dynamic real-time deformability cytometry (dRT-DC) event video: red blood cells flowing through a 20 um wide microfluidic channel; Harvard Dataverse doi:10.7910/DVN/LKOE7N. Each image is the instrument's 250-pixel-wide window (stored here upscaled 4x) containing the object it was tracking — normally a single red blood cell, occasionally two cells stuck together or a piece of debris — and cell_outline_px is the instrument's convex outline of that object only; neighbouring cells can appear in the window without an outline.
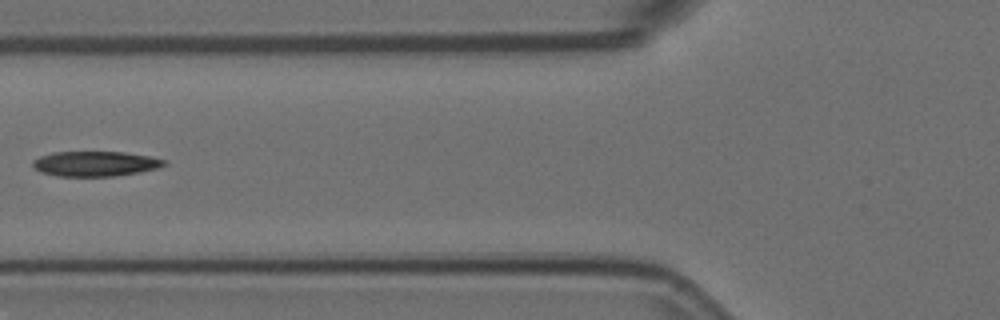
{"species": "Egyptian fruit bat (a non-hibernating species)", "species_latin": "Rousettus aegyptiacus", "temperature_condition": "room temperature", "stored_images_in_passage": 5, "camera_frame_rate_fps": 3000, "um_per_image_px": 0.085, "animal": {"sex": "female"}, "frame": {"image": 1, "passage_image": 4, "time_ms": 1.0, "image_size_px": [1000, 320], "cell_outline_px": [[168, 164], [156, 168], [140, 172], [112, 176], [56, 176], [40, 172], [32, 164], [32, 160], [40, 156], [52, 152], [124, 152], [148, 156], [164, 160]], "centroid_in_image_um": [8.06, 13.91], "position_along_channel_um": 117.7, "area_um2": 19.07}}
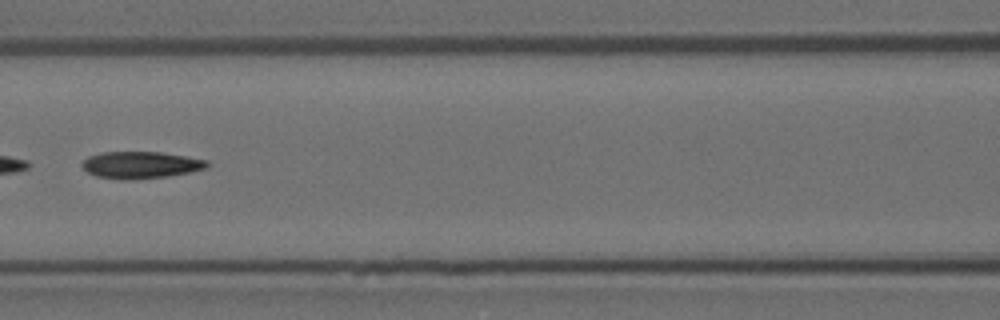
{"frame": {"image": 2, "passage_image": 5, "time_ms": 1.333, "image_size_px": [1000, 320], "cell_outline_px": [[208, 168], [168, 176], [124, 180], [120, 180], [96, 176], [88, 172], [80, 164], [88, 156], [100, 152], [160, 152], [208, 160]], "centroid_in_image_um": [11.93, 14.02], "position_along_channel_um": 154.7, "area_um2": 19.54}}